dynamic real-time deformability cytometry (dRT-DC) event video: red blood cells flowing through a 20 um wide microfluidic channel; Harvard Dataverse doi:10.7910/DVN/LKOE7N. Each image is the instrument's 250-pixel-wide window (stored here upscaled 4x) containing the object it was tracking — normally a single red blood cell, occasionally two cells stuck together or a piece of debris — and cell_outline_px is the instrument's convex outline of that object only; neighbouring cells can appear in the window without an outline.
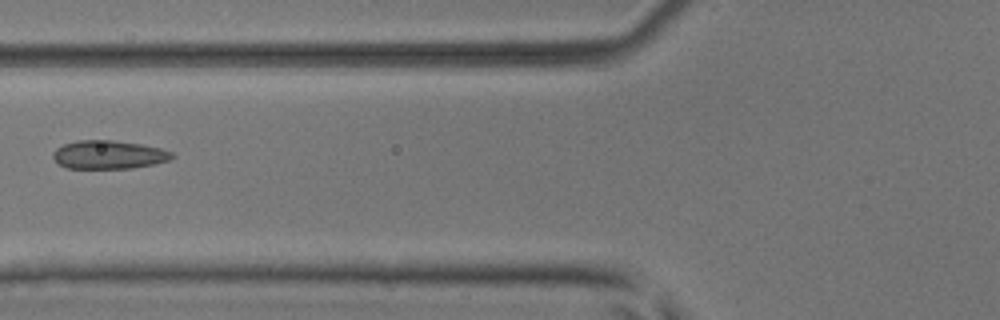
{"species": "common noctule bat (a hibernating species)", "species_latin": "Nyctalus noctula", "temperature_condition": "room temperature", "stored_images_in_passage": 5, "camera_frame_rate_fps": 3000, "um_per_image_px": 0.085, "animal": {"sex": "male", "body_mass_g": 17.9, "forearm_length_mm": 54.2}, "frame": {"image": 1, "passage_image": 5, "time_ms": 1.333, "image_size_px": [1000, 320], "cell_outline_px": [[176, 156], [172, 160], [132, 168], [68, 168], [60, 164], [52, 156], [52, 152], [56, 148], [64, 144], [76, 140], [112, 140], [140, 144], [160, 148], [172, 152]], "centroid_in_image_um": [9.26, 13.14], "position_along_channel_um": 116.5, "area_um2": 19.71}}